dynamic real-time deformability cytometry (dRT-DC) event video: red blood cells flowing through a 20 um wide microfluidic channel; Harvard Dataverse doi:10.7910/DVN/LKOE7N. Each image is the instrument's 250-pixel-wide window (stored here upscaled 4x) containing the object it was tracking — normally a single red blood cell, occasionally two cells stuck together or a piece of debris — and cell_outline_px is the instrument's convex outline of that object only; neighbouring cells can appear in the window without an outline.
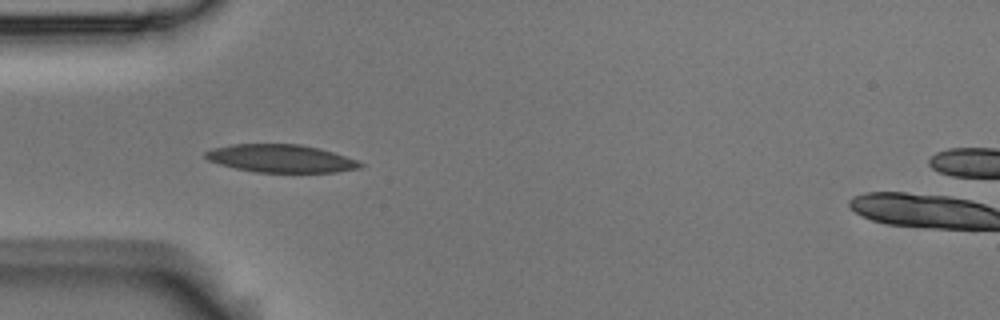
{"species": "Egyptian fruit bat (a non-hibernating species)", "species_latin": "Rousettus aegyptiacus", "temperature_condition": "room temperature", "stored_images_in_passage": 6, "camera_frame_rate_fps": 3000, "um_per_image_px": 0.085, "animal": {"sex": "male"}, "frame": {"image": 1, "passage_image": 3, "time_ms": 0.667, "image_size_px": [1000, 320], "cell_outline_px": [[364, 164], [360, 168], [336, 172], [256, 172], [236, 168], [220, 164], [208, 160], [204, 156], [204, 152], [212, 148], [232, 144], [300, 144], [320, 148], [356, 160]], "centroid_in_image_um": [23.85, 13.46], "position_along_channel_um": 61.1, "area_um2": 25.03}}
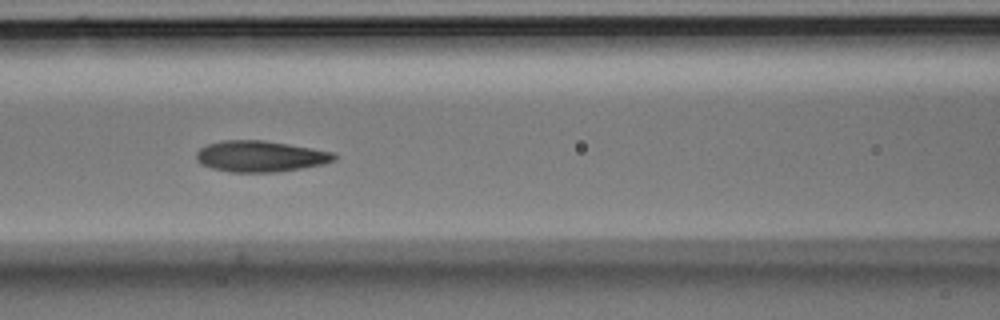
{"frame": {"image": 2, "passage_image": 5, "time_ms": 1.333, "image_size_px": [1000, 320], "cell_outline_px": [[336, 160], [324, 164], [276, 172], [228, 172], [212, 168], [200, 164], [196, 160], [196, 152], [200, 148], [208, 144], [224, 140], [264, 140], [312, 148], [332, 152], [336, 156]], "centroid_in_image_um": [22.1, 13.29], "position_along_channel_um": 144.5, "area_um2": 24.97}}
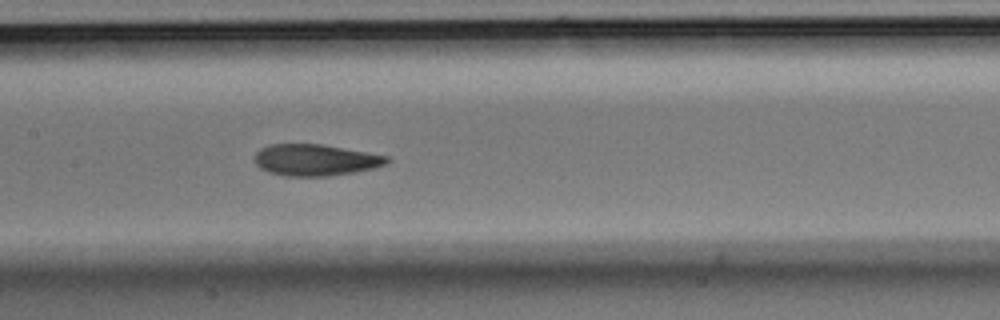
{"frame": {"image": 3, "passage_image": 6, "time_ms": 1.667, "image_size_px": [1000, 320], "cell_outline_px": [[392, 160], [388, 164], [376, 168], [328, 176], [284, 176], [268, 172], [260, 168], [252, 160], [256, 152], [260, 148], [268, 144], [320, 144], [388, 156]], "centroid_in_image_um": [26.78, 13.6], "position_along_channel_um": 180.6, "area_um2": 24.45}}